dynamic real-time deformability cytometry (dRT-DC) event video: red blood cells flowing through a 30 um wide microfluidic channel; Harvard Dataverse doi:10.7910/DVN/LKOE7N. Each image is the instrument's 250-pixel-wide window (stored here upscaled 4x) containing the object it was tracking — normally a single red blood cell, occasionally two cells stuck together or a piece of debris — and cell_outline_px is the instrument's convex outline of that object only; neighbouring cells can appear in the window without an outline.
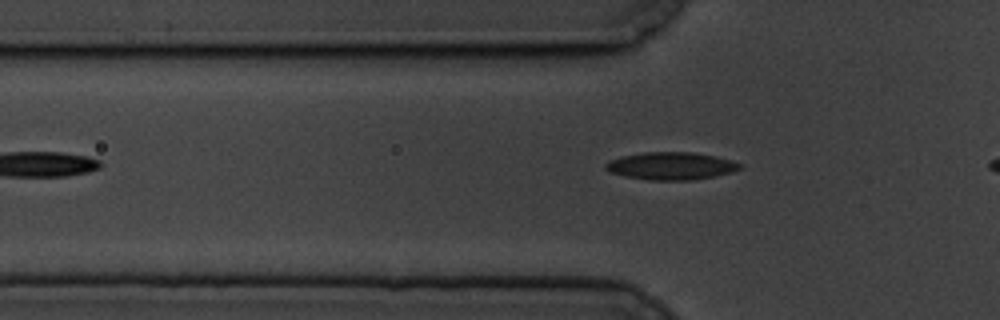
{"species": "common noctule bat (a hibernating species)", "species_latin": "Nyctalus noctula", "temperature_condition": "cold", "stored_images_in_passage": 45, "camera_frame_rate_fps": 3000, "um_per_image_px": 0.085, "animal": {"sex": "male", "body_mass_g": 19.5, "forearm_length_mm": 54.6}, "frame": {"image": 1, "passage_image": 12, "time_ms": 3.667, "image_size_px": [1000, 320], "cell_outline_px": [[744, 168], [732, 172], [692, 180], [648, 180], [624, 176], [608, 172], [604, 168], [604, 164], [608, 160], [620, 156], [644, 152], [692, 152], [716, 156], [732, 160], [744, 164]], "centroid_in_image_um": [57.03, 14.1], "position_along_channel_um": 68.8, "area_um2": 21.91}}
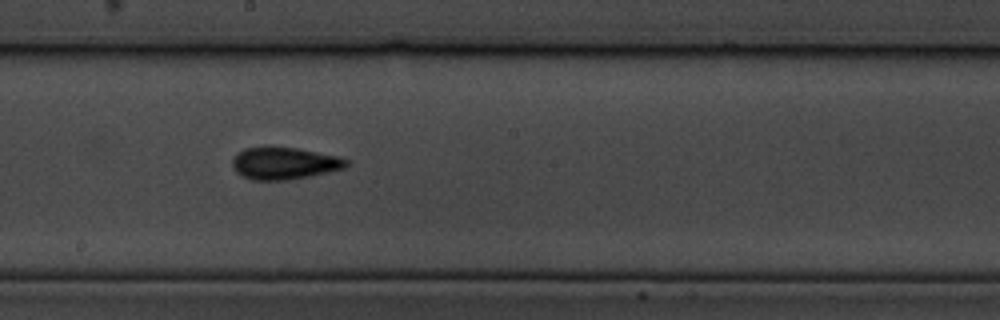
{"frame": {"image": 2, "passage_image": 26, "time_ms": 8.333, "image_size_px": [1000, 320], "cell_outline_px": [[348, 164], [344, 168], [308, 176], [284, 180], [252, 180], [236, 172], [232, 164], [232, 160], [236, 152], [244, 148], [264, 144], [268, 144], [296, 148], [340, 156], [348, 160]], "centroid_in_image_um": [24.1, 13.83], "position_along_channel_um": 224.1, "area_um2": 21.79}}
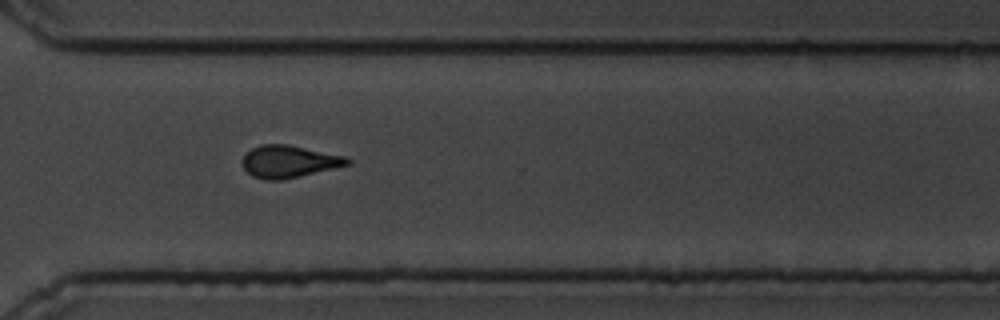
{"frame": {"image": 3, "passage_image": 37, "time_ms": 12.0, "image_size_px": [1000, 320], "cell_outline_px": [[352, 164], [284, 180], [264, 180], [252, 176], [244, 168], [244, 156], [252, 148], [260, 144], [288, 144], [344, 156], [352, 160]], "centroid_in_image_um": [24.59, 13.74], "position_along_channel_um": 346.0, "area_um2": 19.71}}